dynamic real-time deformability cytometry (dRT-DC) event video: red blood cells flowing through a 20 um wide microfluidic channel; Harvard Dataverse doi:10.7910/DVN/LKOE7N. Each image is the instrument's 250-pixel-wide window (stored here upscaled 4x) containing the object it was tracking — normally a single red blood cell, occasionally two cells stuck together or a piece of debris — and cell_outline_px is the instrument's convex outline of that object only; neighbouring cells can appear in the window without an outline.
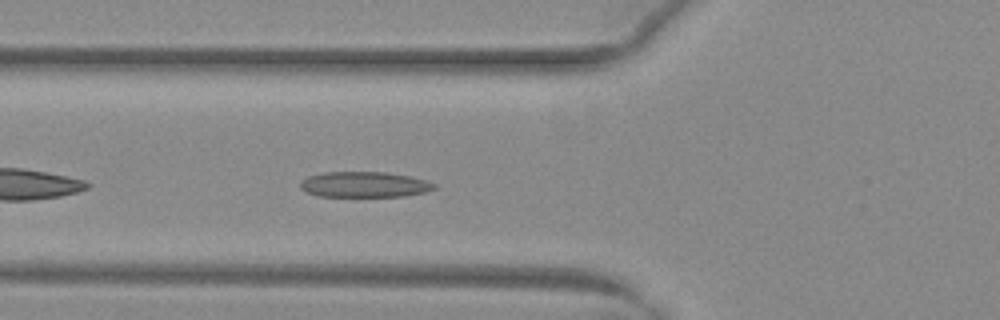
{"species": "common noctule bat (a hibernating species)", "species_latin": "Nyctalus noctula", "temperature_condition": "warm", "stored_images_in_passage": 29, "camera_frame_rate_fps": 3000, "um_per_image_px": 0.085, "animal": {"sex": "female", "body_mass_g": 29.2, "forearm_length_mm": 56.3}, "frame": {"image": 1, "passage_image": 4, "time_ms": 1.0, "image_size_px": [1000, 320], "cell_outline_px": [[436, 188], [424, 192], [404, 196], [320, 196], [308, 192], [300, 188], [300, 180], [308, 176], [324, 172], [384, 172], [412, 176], [436, 184]], "centroid_in_image_um": [30.96, 15.67], "position_along_channel_um": 94.8, "area_um2": 19.88}}
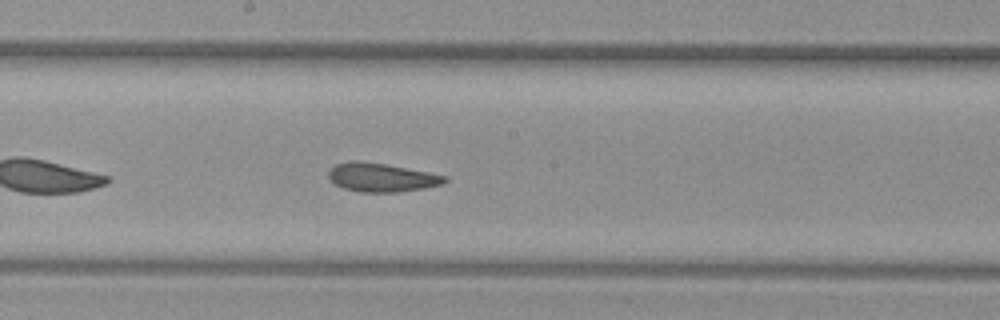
{"frame": {"image": 2, "passage_image": 13, "time_ms": 4.0, "image_size_px": [1000, 320], "cell_outline_px": [[448, 180], [444, 184], [424, 188], [396, 192], [360, 192], [344, 188], [336, 184], [328, 176], [328, 172], [336, 164], [348, 160], [360, 160], [384, 164], [428, 172], [448, 176]], "centroid_in_image_um": [32.44, 15.07], "position_along_channel_um": 215.8, "area_um2": 19.36}}
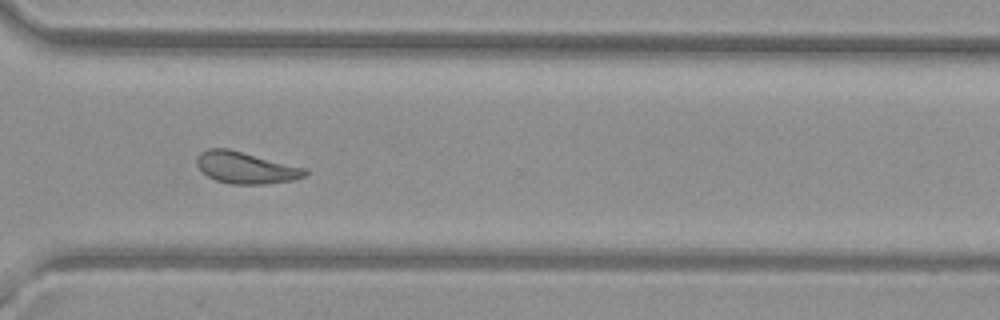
{"frame": {"image": 3, "passage_image": 23, "time_ms": 7.333, "image_size_px": [1000, 320], "cell_outline_px": [[308, 176], [292, 180], [264, 184], [232, 184], [216, 180], [208, 176], [196, 164], [196, 160], [200, 152], [208, 148], [228, 148], [308, 168]], "centroid_in_image_um": [20.94, 14.24], "position_along_channel_um": 349.7, "area_um2": 20.11}, "authors_computed_cell_mechanics": {"area_um2": 19.8832, "velocity_mm_per_s": 4.0219, "shape_relaxation_time_tau1_ms": null, "shape_relaxation_time_tau2_ms": 2.175, "deformation_change_tau1": null, "deformation_change_tau2": 0.0974}}